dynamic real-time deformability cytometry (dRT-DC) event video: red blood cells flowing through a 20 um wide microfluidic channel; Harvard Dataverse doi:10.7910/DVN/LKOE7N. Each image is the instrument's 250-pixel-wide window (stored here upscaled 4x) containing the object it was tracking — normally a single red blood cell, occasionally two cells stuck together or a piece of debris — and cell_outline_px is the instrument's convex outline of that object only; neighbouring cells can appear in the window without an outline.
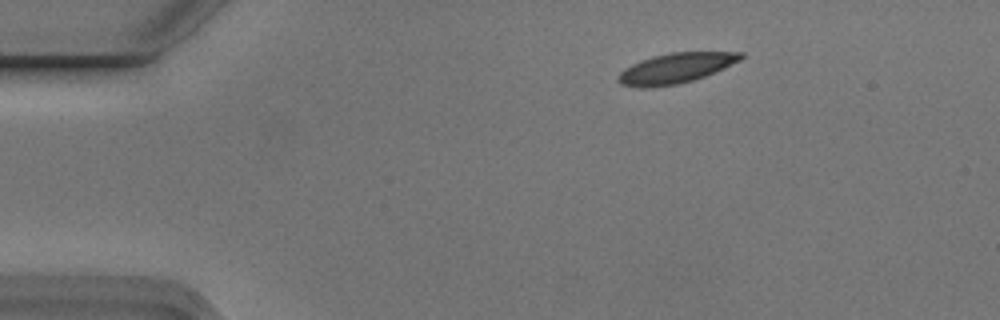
{"species": "Egyptian fruit bat (a non-hibernating species)", "species_latin": "Rousettus aegyptiacus", "temperature_condition": "cold", "stored_images_in_passage": 4, "camera_frame_rate_fps": 3000, "um_per_image_px": 0.085, "animal": {"sex": "male"}, "frame": {"image": 1, "passage_image": 1, "time_ms": 0.0, "image_size_px": [1000, 320], "cell_outline_px": [[744, 56], [740, 60], [724, 68], [704, 76], [692, 80], [676, 84], [648, 88], [640, 88], [620, 84], [616, 80], [616, 76], [624, 68], [640, 60], [652, 56], [672, 52], [744, 52]], "centroid_in_image_um": [57.38, 5.79], "position_along_channel_um": 27.6, "area_um2": 21.56}}
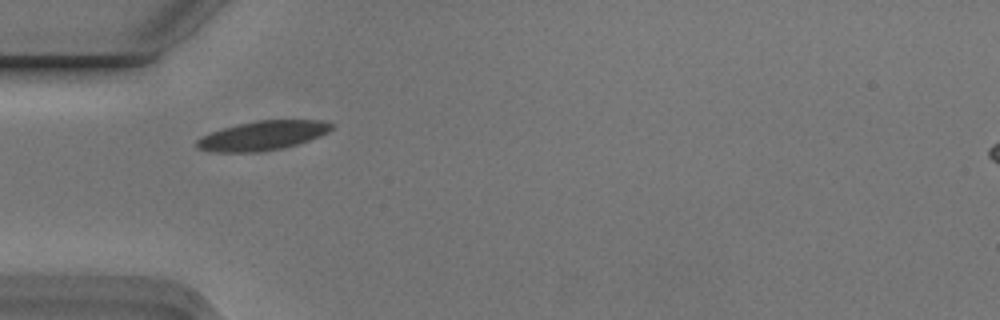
{"frame": {"image": 2, "passage_image": 3, "time_ms": 0.667, "image_size_px": [1000, 320], "cell_outline_px": [[332, 128], [328, 132], [320, 136], [296, 144], [280, 148], [256, 152], [216, 152], [196, 148], [196, 140], [212, 132], [236, 124], [256, 120], [324, 120], [332, 124]], "centroid_in_image_um": [22.32, 11.51], "position_along_channel_um": 62.7, "area_um2": 22.72}}
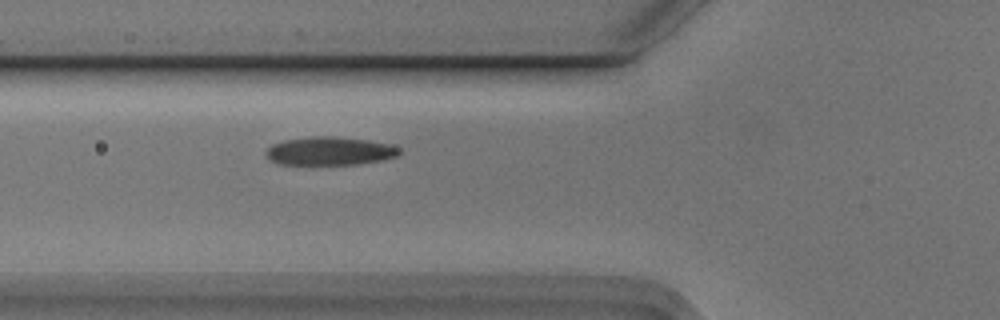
{"frame": {"image": 3, "passage_image": 4, "time_ms": 1.0, "image_size_px": [1000, 320], "cell_outline_px": [[400, 152], [396, 156], [380, 160], [356, 164], [276, 164], [268, 160], [264, 152], [272, 144], [284, 140], [312, 136], [336, 136], [368, 140], [388, 144], [400, 148]], "centroid_in_image_um": [27.96, 12.83], "position_along_channel_um": 97.8, "area_um2": 22.02}}